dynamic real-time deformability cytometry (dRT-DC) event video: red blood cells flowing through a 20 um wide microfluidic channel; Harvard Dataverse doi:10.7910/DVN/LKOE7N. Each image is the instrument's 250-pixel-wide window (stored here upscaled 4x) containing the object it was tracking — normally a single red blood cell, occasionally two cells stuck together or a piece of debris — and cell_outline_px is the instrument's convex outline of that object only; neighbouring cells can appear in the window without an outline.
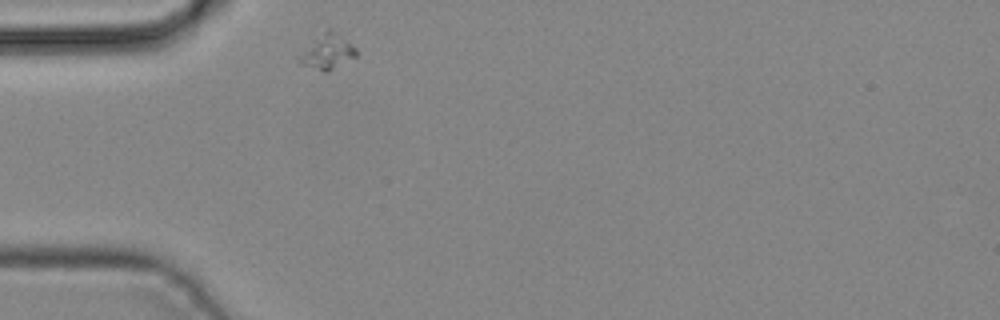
{"species": "common noctule bat (a hibernating species)", "species_latin": "Nyctalus noctula", "temperature_condition": "cold", "stored_images_in_passage": 21, "camera_frame_rate_fps": 3000, "um_per_image_px": 0.085, "animal": {"sex": "male", "body_mass_g": 19.2, "forearm_length_mm": 51.8}, "frame": {"image": 1, "passage_image": 1, "time_ms": 0.0, "image_size_px": [1000, 320], "cell_outline_px": [[356, 56], [328, 72], [324, 72], [300, 64], [296, 60], [328, 28], [352, 44], [356, 48]], "centroid_in_image_um": [27.86, 4.46], "position_along_channel_um": 57.1, "area_um2": 10.87}}
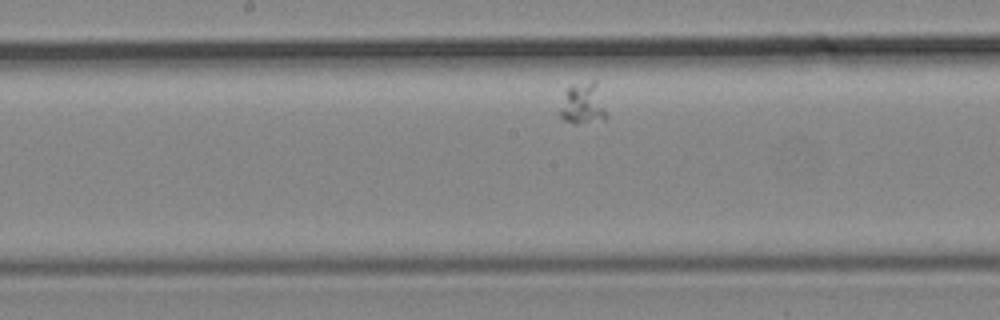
{"frame": {"image": 2, "passage_image": 12, "time_ms": 3.667, "image_size_px": [1000, 320], "cell_outline_px": [[608, 116], [604, 120], [576, 124], [572, 124], [564, 120], [560, 116], [560, 112], [564, 92], [568, 88], [592, 80], [596, 80]], "centroid_in_image_um": [49.58, 8.85], "position_along_channel_um": 198.6, "area_um2": 11.21}}
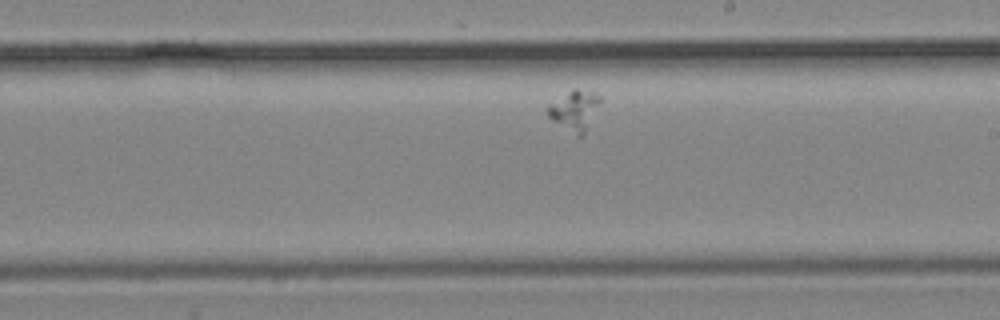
{"frame": {"image": 3, "passage_image": 15, "time_ms": 4.667, "image_size_px": [1000, 320], "cell_outline_px": [[600, 100], [584, 132], [580, 136], [576, 136], [552, 120], [544, 112], [544, 108], [548, 104], [572, 88], [576, 88], [600, 96]], "centroid_in_image_um": [48.73, 9.36], "position_along_channel_um": 240.3, "area_um2": 11.91}}